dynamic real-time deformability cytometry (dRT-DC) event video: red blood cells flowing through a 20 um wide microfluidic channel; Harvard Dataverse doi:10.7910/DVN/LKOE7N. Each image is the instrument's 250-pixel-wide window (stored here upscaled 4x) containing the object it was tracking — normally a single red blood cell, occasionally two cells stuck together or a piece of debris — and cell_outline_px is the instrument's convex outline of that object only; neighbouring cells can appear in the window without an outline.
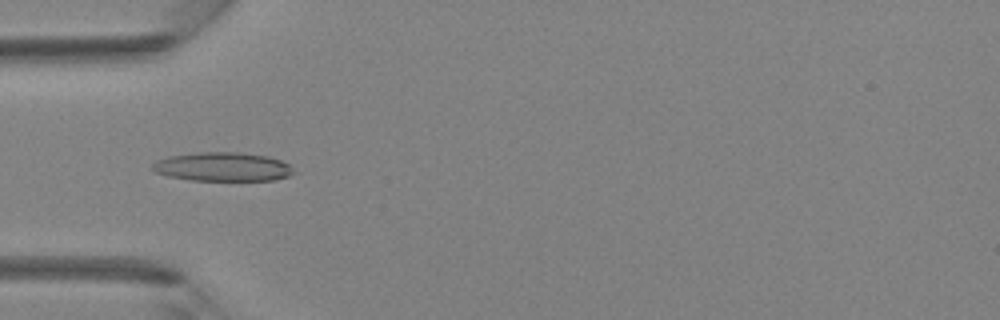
{"species": "Egyptian fruit bat (a non-hibernating species)", "species_latin": "Rousettus aegyptiacus", "temperature_condition": "room temperature", "stored_images_in_passage": 41, "camera_frame_rate_fps": 3000, "um_per_image_px": 0.085, "animal": {"sex": "female"}, "frame": {"image": 1, "passage_image": 13, "time_ms": 4.0, "image_size_px": [1000, 320], "cell_outline_px": [[296, 172], [288, 176], [276, 180], [192, 180], [168, 176], [156, 172], [152, 168], [152, 164], [156, 160], [168, 156], [200, 152], [240, 152], [268, 156], [280, 160], [288, 164]], "centroid_in_image_um": [18.94, 14.17], "position_along_channel_um": 66.1, "area_um2": 23.76}}
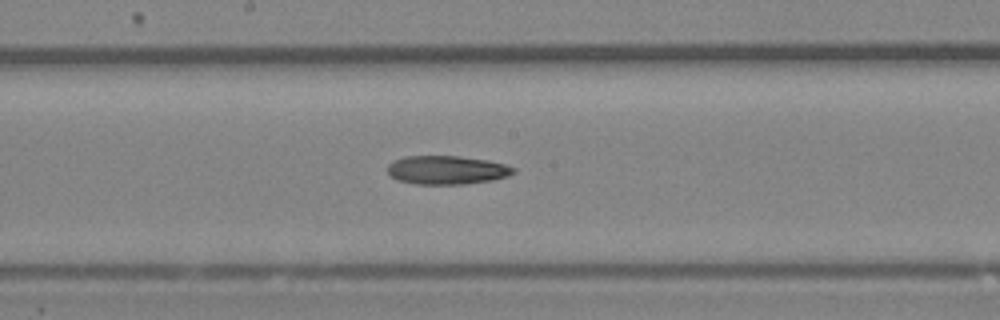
{"frame": {"image": 2, "passage_image": 22, "time_ms": 7.0, "image_size_px": [1000, 320], "cell_outline_px": [[516, 172], [508, 176], [492, 180], [464, 184], [416, 184], [396, 180], [388, 172], [388, 164], [392, 160], [404, 156], [460, 156], [488, 160], [504, 164], [516, 168]], "centroid_in_image_um": [37.97, 14.44], "position_along_channel_um": 210.2, "area_um2": 21.15}}
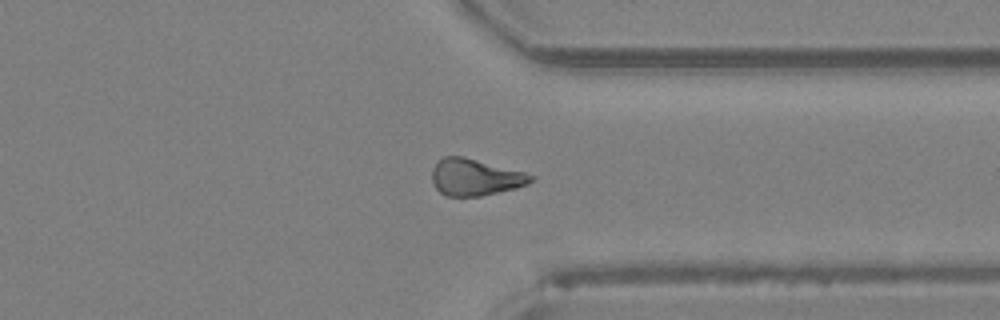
{"frame": {"image": 3, "passage_image": 32, "time_ms": 10.333, "image_size_px": [1000, 320], "cell_outline_px": [[536, 176], [528, 184], [516, 188], [480, 196], [444, 196], [436, 188], [432, 180], [432, 168], [436, 160], [444, 156], [464, 156], [524, 172]], "centroid_in_image_um": [40.36, 15.05], "position_along_channel_um": 371.0, "area_um2": 21.27}}